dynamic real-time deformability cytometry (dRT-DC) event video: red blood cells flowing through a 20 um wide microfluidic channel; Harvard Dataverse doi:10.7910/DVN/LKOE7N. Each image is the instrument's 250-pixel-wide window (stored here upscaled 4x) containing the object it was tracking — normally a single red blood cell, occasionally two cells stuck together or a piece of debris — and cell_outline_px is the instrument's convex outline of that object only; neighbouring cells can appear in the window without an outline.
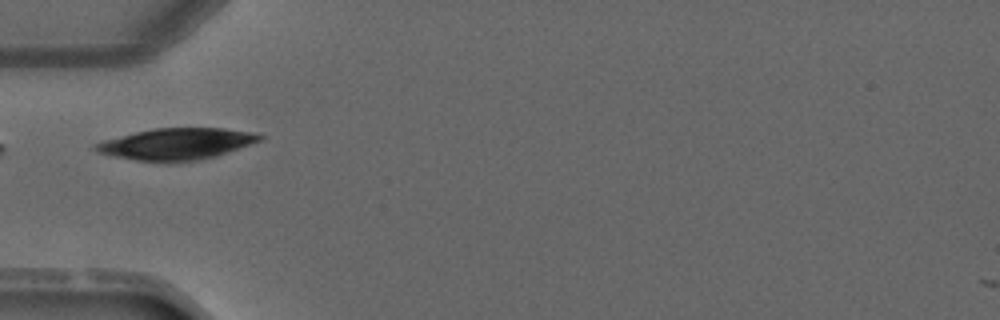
{"species": "common noctule bat (a hibernating species)", "species_latin": "Nyctalus noctula", "temperature_condition": "warm", "stored_images_in_passage": 1, "camera_frame_rate_fps": 3000, "um_per_image_px": 0.085, "animal": {"sex": "male", "forearm_length_mm": 52.5}, "frame": {"image": 1, "passage_image": 1, "time_ms": 0.0, "image_size_px": [1000, 320], "cell_outline_px": [[264, 136], [260, 140], [216, 156], [200, 160], [168, 164], [136, 160], [112, 156], [96, 152], [92, 148], [92, 144], [104, 140], [152, 128], [224, 128], [252, 132]], "centroid_in_image_um": [14.93, 12.26], "position_along_channel_um": 70.1, "area_um2": 30.46}}